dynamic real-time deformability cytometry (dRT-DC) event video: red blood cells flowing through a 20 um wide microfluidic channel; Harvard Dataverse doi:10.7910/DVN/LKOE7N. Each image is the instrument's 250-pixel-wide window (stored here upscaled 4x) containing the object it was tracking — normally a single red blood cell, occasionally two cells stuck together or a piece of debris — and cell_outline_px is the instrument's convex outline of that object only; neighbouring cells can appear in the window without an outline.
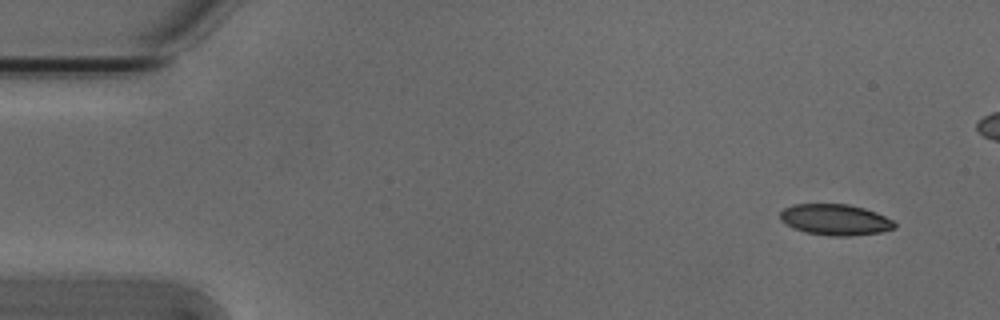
{"species": "Egyptian fruit bat (a non-hibernating species)", "species_latin": "Rousettus aegyptiacus", "temperature_condition": "cold", "stored_images_in_passage": 3, "camera_frame_rate_fps": 3000, "um_per_image_px": 0.085, "animal": {"sex": "male"}, "frame": {"image": 1, "passage_image": 1, "time_ms": 0.0, "image_size_px": [1000, 320], "cell_outline_px": [[896, 228], [880, 232], [848, 236], [828, 236], [804, 232], [792, 228], [780, 220], [780, 212], [784, 208], [792, 204], [848, 204], [864, 208], [876, 212], [892, 220], [896, 224]], "centroid_in_image_um": [70.96, 18.67], "position_along_channel_um": 14.0, "area_um2": 20.81}}